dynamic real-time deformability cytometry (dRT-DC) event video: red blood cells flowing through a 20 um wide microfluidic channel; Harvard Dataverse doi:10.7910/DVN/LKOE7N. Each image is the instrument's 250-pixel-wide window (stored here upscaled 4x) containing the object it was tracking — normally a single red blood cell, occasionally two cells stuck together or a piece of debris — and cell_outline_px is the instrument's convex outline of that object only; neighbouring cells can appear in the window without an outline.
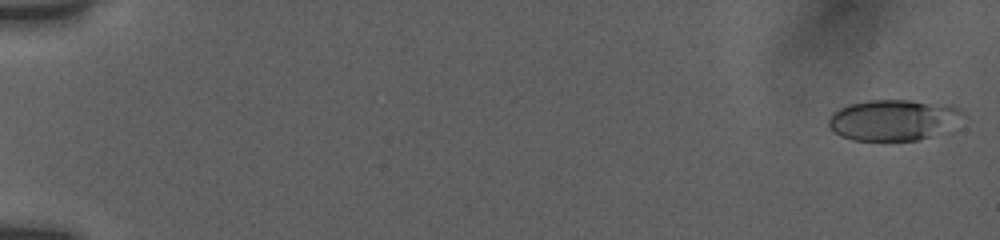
{"species": "human", "species_latin": "Homo sapiens", "temperature_condition": "room temperature", "stored_images_in_passage": 55, "camera_frame_rate_fps": 3000, "um_per_image_px": 0.085, "donor": {"sex": "female"}, "frame": {"image": 1, "passage_image": 1, "time_ms": 0.0, "image_size_px": [1000, 240], "cell_outline_px": [[964, 112], [952, 132], [916, 140], [852, 140], [840, 136], [828, 124], [828, 120], [832, 112], [848, 104], [868, 100], [908, 100], [952, 104], [960, 108]], "centroid_in_image_um": [76.03, 10.19], "position_along_channel_um": 9.0, "area_um2": 32.71}}
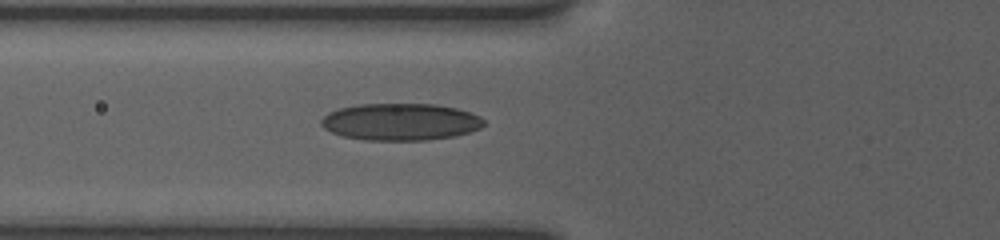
{"frame": {"image": 2, "passage_image": 28, "time_ms": 7.0, "image_size_px": [1000, 240], "cell_outline_px": [[484, 124], [480, 128], [456, 136], [424, 140], [364, 140], [344, 136], [332, 132], [324, 128], [320, 124], [320, 120], [328, 112], [340, 108], [356, 104], [436, 104], [456, 108], [480, 116], [484, 120]], "centroid_in_image_um": [34.02, 10.35], "position_along_channel_um": 91.8, "area_um2": 35.08}}
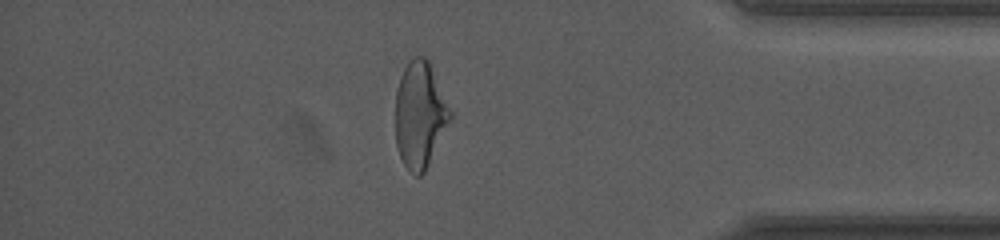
{"frame": {"image": 3, "passage_image": 49, "time_ms": 15.667, "image_size_px": [1000, 240], "cell_outline_px": [[452, 120], [424, 172], [420, 176], [416, 176], [404, 164], [400, 156], [396, 144], [396, 92], [400, 76], [408, 60], [412, 56], [424, 56], [428, 60], [452, 112]], "centroid_in_image_um": [35.7, 9.74], "position_along_channel_um": 399.5, "area_um2": 33.87}, "authors_computed_cell_mechanics": {"area_um2": 32.0212, "velocity_mm_per_s": 3.8158, "shape_relaxation_time_tau1_ms": 9.082, "shape_relaxation_time_tau2_ms": 1.674, "deformation_change_tau1": 0.2292, "deformation_change_tau2": 0.0954}}